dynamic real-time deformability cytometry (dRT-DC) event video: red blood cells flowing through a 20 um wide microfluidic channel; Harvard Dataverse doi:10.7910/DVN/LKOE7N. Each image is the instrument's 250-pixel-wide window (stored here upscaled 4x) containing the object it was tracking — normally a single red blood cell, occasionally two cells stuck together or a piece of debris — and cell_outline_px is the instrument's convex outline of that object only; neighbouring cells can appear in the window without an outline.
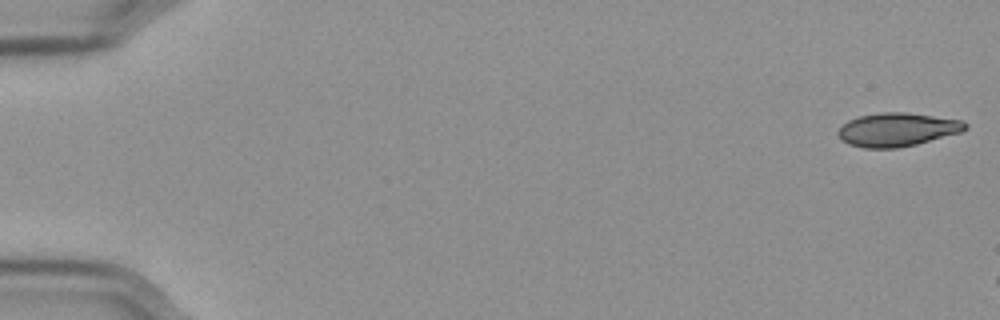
{"species": "Egyptian fruit bat (a non-hibernating species)", "species_latin": "Rousettus aegyptiacus", "temperature_condition": "cold", "stored_images_in_passage": 13, "camera_frame_rate_fps": 3000, "um_per_image_px": 0.085, "frame": {"image": 1, "passage_image": 1, "time_ms": 0.0, "image_size_px": [1000, 320], "cell_outline_px": [[968, 128], [960, 132], [916, 144], [896, 148], [864, 148], [848, 144], [840, 140], [836, 132], [848, 120], [860, 116], [880, 112], [908, 112], [960, 120], [968, 124]], "centroid_in_image_um": [76.23, 11.01], "position_along_channel_um": 8.8, "area_um2": 24.8}}